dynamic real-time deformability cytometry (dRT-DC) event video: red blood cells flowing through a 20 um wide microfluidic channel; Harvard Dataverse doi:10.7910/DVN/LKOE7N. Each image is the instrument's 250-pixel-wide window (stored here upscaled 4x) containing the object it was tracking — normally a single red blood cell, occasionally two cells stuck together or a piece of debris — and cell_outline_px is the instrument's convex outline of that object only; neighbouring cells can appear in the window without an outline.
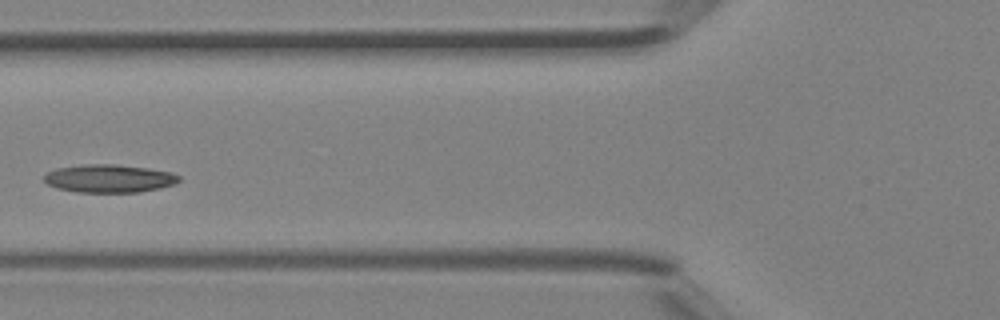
{"species": "Egyptian fruit bat (a non-hibernating species)", "species_latin": "Rousettus aegyptiacus", "temperature_condition": "room temperature", "stored_images_in_passage": 6, "camera_frame_rate_fps": 3000, "um_per_image_px": 0.085, "animal": {"sex": "female"}, "frame": {"image": 1, "passage_image": 5, "time_ms": 1.333, "image_size_px": [1000, 320], "cell_outline_px": [[180, 180], [172, 184], [160, 188], [140, 192], [76, 192], [56, 188], [48, 184], [44, 180], [44, 176], [48, 172], [56, 168], [84, 164], [116, 164], [148, 168], [172, 172], [180, 176]], "centroid_in_image_um": [9.27, 15.17], "position_along_channel_um": 116.5, "area_um2": 22.08}}
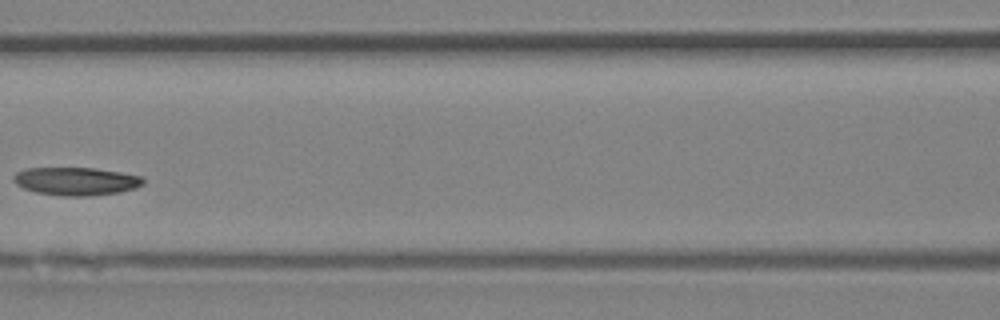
{"frame": {"image": 2, "passage_image": 6, "time_ms": 1.667, "image_size_px": [1000, 320], "cell_outline_px": [[144, 184], [136, 188], [120, 192], [88, 196], [64, 196], [36, 192], [24, 188], [16, 184], [12, 180], [12, 176], [16, 172], [24, 168], [96, 168], [144, 176]], "centroid_in_image_um": [6.48, 15.4], "position_along_channel_um": 160.1, "area_um2": 21.39}}